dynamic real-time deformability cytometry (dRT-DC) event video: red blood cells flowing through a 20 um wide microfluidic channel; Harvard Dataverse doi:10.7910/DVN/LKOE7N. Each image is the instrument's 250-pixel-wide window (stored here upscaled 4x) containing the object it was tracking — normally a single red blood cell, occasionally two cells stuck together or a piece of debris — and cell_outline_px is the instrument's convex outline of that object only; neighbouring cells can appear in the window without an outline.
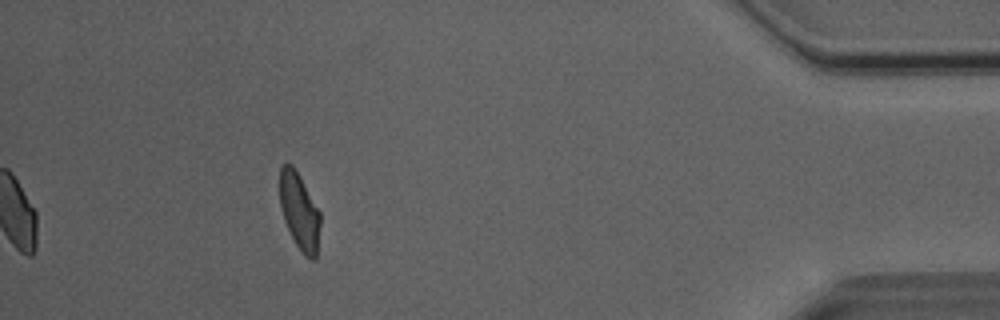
{"species": "Egyptian fruit bat (a non-hibernating species)", "species_latin": "Rousettus aegyptiacus", "temperature_condition": "room temperature", "stored_images_in_passage": 46, "camera_frame_rate_fps": 3000, "um_per_image_px": 0.085, "animal": {"sex": "male"}, "frame": {"image": 1, "passage_image": 46, "time_ms": 15.0, "image_size_px": [1000, 320], "cell_outline_px": [[320, 224], [316, 260], [312, 260], [304, 256], [300, 252], [284, 220], [280, 208], [280, 168], [284, 164], [292, 164], [320, 212]], "centroid_in_image_um": [25.45, 18.01], "position_along_channel_um": 409.7, "area_um2": 17.92}, "authors_computed_cell_mechanics": {"area_um2": 19.6809, "velocity_mm_per_s": 4.0393, "shape_relaxation_time_tau1_ms": 5.9135, "shape_relaxation_time_tau2_ms": 1.24, "deformation_change_tau1": 0.1832, "deformation_change_tau2": 0.0862}}